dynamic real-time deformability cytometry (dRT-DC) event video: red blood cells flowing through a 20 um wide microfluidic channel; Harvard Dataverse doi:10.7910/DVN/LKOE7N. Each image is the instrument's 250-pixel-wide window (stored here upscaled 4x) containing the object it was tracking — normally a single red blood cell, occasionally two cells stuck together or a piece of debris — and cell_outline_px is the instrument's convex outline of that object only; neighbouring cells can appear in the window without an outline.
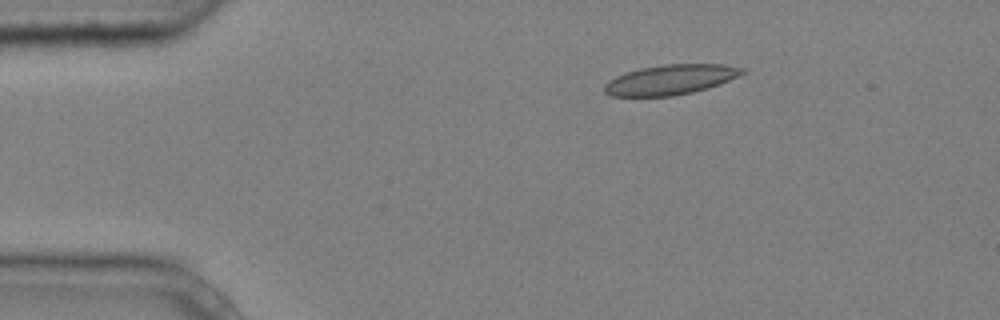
{"species": "common noctule bat (a hibernating species)", "species_latin": "Nyctalus noctula", "temperature_condition": "cold", "stored_images_in_passage": 4, "camera_frame_rate_fps": 3000, "um_per_image_px": 0.085, "animal": {"sex": "male", "body_mass_g": 20.4}, "frame": {"image": 1, "passage_image": 3, "time_ms": 0.667, "image_size_px": [1000, 320], "cell_outline_px": [[748, 72], [720, 84], [708, 88], [692, 92], [672, 96], [612, 96], [604, 92], [604, 84], [608, 80], [616, 76], [640, 68], [664, 64], [724, 64], [748, 68]], "centroid_in_image_um": [57.05, 6.76], "position_along_channel_um": 27.9, "area_um2": 24.28}}